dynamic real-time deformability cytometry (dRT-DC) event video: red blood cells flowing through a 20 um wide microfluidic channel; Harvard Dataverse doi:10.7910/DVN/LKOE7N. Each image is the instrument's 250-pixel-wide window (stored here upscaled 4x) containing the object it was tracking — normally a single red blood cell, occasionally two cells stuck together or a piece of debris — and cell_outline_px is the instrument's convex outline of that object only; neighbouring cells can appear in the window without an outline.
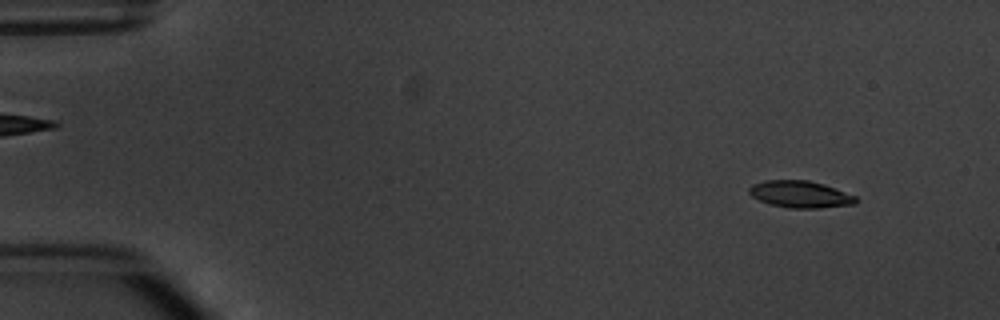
{"species": "common noctule bat (a hibernating species)", "species_latin": "Nyctalus noctula", "temperature_condition": "warm", "stored_images_in_passage": 4, "camera_frame_rate_fps": 3000, "um_per_image_px": 0.085, "animal": {"sex": "male", "body_mass_g": 20.1, "forearm_length_mm": 53.5}, "frame": {"image": 1, "passage_image": 1, "time_ms": 0.0, "image_size_px": [1000, 320], "cell_outline_px": [[860, 200], [856, 204], [820, 208], [788, 208], [772, 204], [760, 200], [752, 196], [748, 192], [748, 188], [752, 184], [764, 180], [808, 180], [824, 184], [856, 196]], "centroid_in_image_um": [68.04, 16.51], "position_along_channel_um": 17.0, "area_um2": 16.82}}
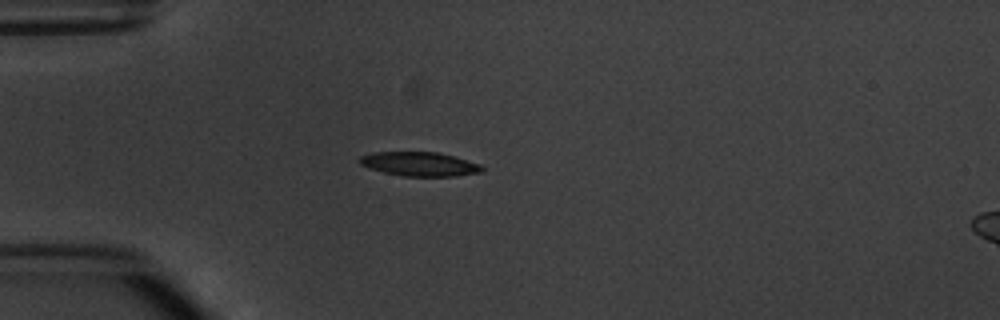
{"frame": {"image": 2, "passage_image": 4, "time_ms": 3.333, "image_size_px": [1000, 320], "cell_outline_px": [[484, 172], [456, 176], [404, 176], [384, 172], [360, 164], [356, 160], [360, 156], [372, 152], [436, 152], [452, 156], [480, 164], [484, 168]], "centroid_in_image_um": [35.66, 13.94], "position_along_channel_um": 49.3, "area_um2": 17.11}}